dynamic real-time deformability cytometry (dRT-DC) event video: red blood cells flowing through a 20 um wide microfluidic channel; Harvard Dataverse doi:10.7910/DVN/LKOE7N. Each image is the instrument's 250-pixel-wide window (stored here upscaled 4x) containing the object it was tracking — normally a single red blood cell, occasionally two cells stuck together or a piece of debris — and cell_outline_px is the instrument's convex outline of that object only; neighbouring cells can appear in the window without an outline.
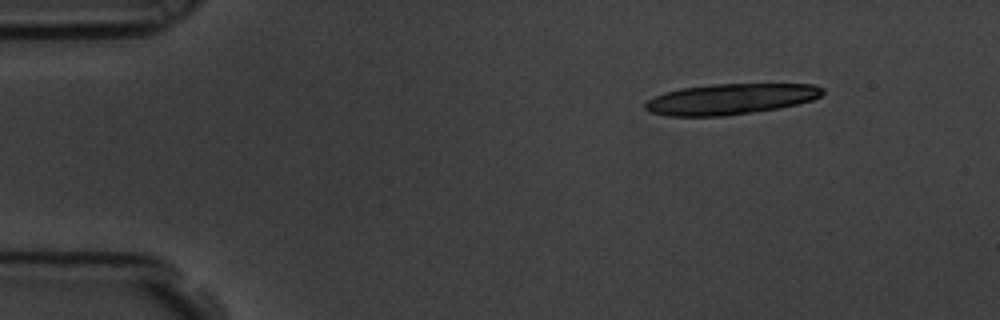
{"species": "common noctule bat (a hibernating species)", "species_latin": "Nyctalus noctula", "temperature_condition": "room temperature", "stored_images_in_passage": 5, "camera_frame_rate_fps": 3000, "um_per_image_px": 0.085, "animal": {"sex": "male", "body_mass_g": 19.5, "forearm_length_mm": 54.6}, "frame": {"image": 1, "passage_image": 1, "time_ms": 0.0, "image_size_px": [1000, 320], "cell_outline_px": [[824, 92], [820, 96], [812, 100], [796, 104], [776, 108], [752, 112], [724, 116], [668, 116], [652, 112], [644, 108], [644, 104], [648, 100], [664, 92], [680, 88], [712, 84], [816, 84], [824, 88]], "centroid_in_image_um": [62.09, 8.41], "position_along_channel_um": 22.9, "area_um2": 31.67}}